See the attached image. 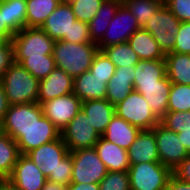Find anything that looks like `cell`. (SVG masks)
I'll use <instances>...</instances> for the list:
<instances>
[{
	"label": "cell",
	"instance_id": "f5cc1de1",
	"mask_svg": "<svg viewBox=\"0 0 190 190\" xmlns=\"http://www.w3.org/2000/svg\"><path fill=\"white\" fill-rule=\"evenodd\" d=\"M0 190H19L9 179H0Z\"/></svg>",
	"mask_w": 190,
	"mask_h": 190
},
{
	"label": "cell",
	"instance_id": "f6af8a7d",
	"mask_svg": "<svg viewBox=\"0 0 190 190\" xmlns=\"http://www.w3.org/2000/svg\"><path fill=\"white\" fill-rule=\"evenodd\" d=\"M172 174L179 180L190 183V154L172 171Z\"/></svg>",
	"mask_w": 190,
	"mask_h": 190
},
{
	"label": "cell",
	"instance_id": "484cf974",
	"mask_svg": "<svg viewBox=\"0 0 190 190\" xmlns=\"http://www.w3.org/2000/svg\"><path fill=\"white\" fill-rule=\"evenodd\" d=\"M122 0H104L94 18L88 23L89 35L94 43H98L104 36L111 20L115 16Z\"/></svg>",
	"mask_w": 190,
	"mask_h": 190
},
{
	"label": "cell",
	"instance_id": "8992f818",
	"mask_svg": "<svg viewBox=\"0 0 190 190\" xmlns=\"http://www.w3.org/2000/svg\"><path fill=\"white\" fill-rule=\"evenodd\" d=\"M131 190H165L172 171L160 162L130 164Z\"/></svg>",
	"mask_w": 190,
	"mask_h": 190
},
{
	"label": "cell",
	"instance_id": "ee69618b",
	"mask_svg": "<svg viewBox=\"0 0 190 190\" xmlns=\"http://www.w3.org/2000/svg\"><path fill=\"white\" fill-rule=\"evenodd\" d=\"M14 63V46L12 41H4L0 45V81L4 73Z\"/></svg>",
	"mask_w": 190,
	"mask_h": 190
},
{
	"label": "cell",
	"instance_id": "7dc6e473",
	"mask_svg": "<svg viewBox=\"0 0 190 190\" xmlns=\"http://www.w3.org/2000/svg\"><path fill=\"white\" fill-rule=\"evenodd\" d=\"M165 190H190V183L181 181L172 174L167 182Z\"/></svg>",
	"mask_w": 190,
	"mask_h": 190
},
{
	"label": "cell",
	"instance_id": "74e56055",
	"mask_svg": "<svg viewBox=\"0 0 190 190\" xmlns=\"http://www.w3.org/2000/svg\"><path fill=\"white\" fill-rule=\"evenodd\" d=\"M99 190H131L128 171L107 172L99 183Z\"/></svg>",
	"mask_w": 190,
	"mask_h": 190
},
{
	"label": "cell",
	"instance_id": "681fc988",
	"mask_svg": "<svg viewBox=\"0 0 190 190\" xmlns=\"http://www.w3.org/2000/svg\"><path fill=\"white\" fill-rule=\"evenodd\" d=\"M66 190H99L97 183H69Z\"/></svg>",
	"mask_w": 190,
	"mask_h": 190
},
{
	"label": "cell",
	"instance_id": "d6a6232c",
	"mask_svg": "<svg viewBox=\"0 0 190 190\" xmlns=\"http://www.w3.org/2000/svg\"><path fill=\"white\" fill-rule=\"evenodd\" d=\"M122 3L136 17L141 28L164 4V0H122Z\"/></svg>",
	"mask_w": 190,
	"mask_h": 190
},
{
	"label": "cell",
	"instance_id": "c3c4849f",
	"mask_svg": "<svg viewBox=\"0 0 190 190\" xmlns=\"http://www.w3.org/2000/svg\"><path fill=\"white\" fill-rule=\"evenodd\" d=\"M10 104L5 94L2 83L0 82V122L4 121L6 112L8 111Z\"/></svg>",
	"mask_w": 190,
	"mask_h": 190
},
{
	"label": "cell",
	"instance_id": "836d02e7",
	"mask_svg": "<svg viewBox=\"0 0 190 190\" xmlns=\"http://www.w3.org/2000/svg\"><path fill=\"white\" fill-rule=\"evenodd\" d=\"M167 111H190V85L172 83Z\"/></svg>",
	"mask_w": 190,
	"mask_h": 190
},
{
	"label": "cell",
	"instance_id": "60d3db41",
	"mask_svg": "<svg viewBox=\"0 0 190 190\" xmlns=\"http://www.w3.org/2000/svg\"><path fill=\"white\" fill-rule=\"evenodd\" d=\"M164 4L180 22L190 21V0H164Z\"/></svg>",
	"mask_w": 190,
	"mask_h": 190
},
{
	"label": "cell",
	"instance_id": "f546056e",
	"mask_svg": "<svg viewBox=\"0 0 190 190\" xmlns=\"http://www.w3.org/2000/svg\"><path fill=\"white\" fill-rule=\"evenodd\" d=\"M4 8L5 25L16 34L26 27V0H0Z\"/></svg>",
	"mask_w": 190,
	"mask_h": 190
},
{
	"label": "cell",
	"instance_id": "9a60e30c",
	"mask_svg": "<svg viewBox=\"0 0 190 190\" xmlns=\"http://www.w3.org/2000/svg\"><path fill=\"white\" fill-rule=\"evenodd\" d=\"M61 136L60 131L44 115L36 120L35 124L23 132V136L17 141L20 154H26L32 149L50 143Z\"/></svg>",
	"mask_w": 190,
	"mask_h": 190
},
{
	"label": "cell",
	"instance_id": "d6986e66",
	"mask_svg": "<svg viewBox=\"0 0 190 190\" xmlns=\"http://www.w3.org/2000/svg\"><path fill=\"white\" fill-rule=\"evenodd\" d=\"M135 66L115 68V73L108 81L106 99L114 106L123 101L133 90Z\"/></svg>",
	"mask_w": 190,
	"mask_h": 190
},
{
	"label": "cell",
	"instance_id": "603a6c76",
	"mask_svg": "<svg viewBox=\"0 0 190 190\" xmlns=\"http://www.w3.org/2000/svg\"><path fill=\"white\" fill-rule=\"evenodd\" d=\"M81 109L100 136L105 133L111 118L115 114V106L107 99L82 101Z\"/></svg>",
	"mask_w": 190,
	"mask_h": 190
},
{
	"label": "cell",
	"instance_id": "cb8c5ba5",
	"mask_svg": "<svg viewBox=\"0 0 190 190\" xmlns=\"http://www.w3.org/2000/svg\"><path fill=\"white\" fill-rule=\"evenodd\" d=\"M139 132L140 129L138 127L131 125L126 120L114 114L102 137L128 150Z\"/></svg>",
	"mask_w": 190,
	"mask_h": 190
},
{
	"label": "cell",
	"instance_id": "f1b7e54d",
	"mask_svg": "<svg viewBox=\"0 0 190 190\" xmlns=\"http://www.w3.org/2000/svg\"><path fill=\"white\" fill-rule=\"evenodd\" d=\"M61 0H26V27L41 28Z\"/></svg>",
	"mask_w": 190,
	"mask_h": 190
},
{
	"label": "cell",
	"instance_id": "52a82bcc",
	"mask_svg": "<svg viewBox=\"0 0 190 190\" xmlns=\"http://www.w3.org/2000/svg\"><path fill=\"white\" fill-rule=\"evenodd\" d=\"M72 156L71 183H97L106 176L107 169L96 149L86 148L70 152Z\"/></svg>",
	"mask_w": 190,
	"mask_h": 190
},
{
	"label": "cell",
	"instance_id": "4dcf8cb0",
	"mask_svg": "<svg viewBox=\"0 0 190 190\" xmlns=\"http://www.w3.org/2000/svg\"><path fill=\"white\" fill-rule=\"evenodd\" d=\"M20 155L17 142L5 133L0 134V179H8Z\"/></svg>",
	"mask_w": 190,
	"mask_h": 190
},
{
	"label": "cell",
	"instance_id": "4fadbf2b",
	"mask_svg": "<svg viewBox=\"0 0 190 190\" xmlns=\"http://www.w3.org/2000/svg\"><path fill=\"white\" fill-rule=\"evenodd\" d=\"M82 101L72 92L41 103L43 115L61 132L81 110Z\"/></svg>",
	"mask_w": 190,
	"mask_h": 190
},
{
	"label": "cell",
	"instance_id": "30bf717a",
	"mask_svg": "<svg viewBox=\"0 0 190 190\" xmlns=\"http://www.w3.org/2000/svg\"><path fill=\"white\" fill-rule=\"evenodd\" d=\"M154 134L160 163L173 171L189 155L187 149L178 134L160 122L154 127Z\"/></svg>",
	"mask_w": 190,
	"mask_h": 190
},
{
	"label": "cell",
	"instance_id": "44dd1931",
	"mask_svg": "<svg viewBox=\"0 0 190 190\" xmlns=\"http://www.w3.org/2000/svg\"><path fill=\"white\" fill-rule=\"evenodd\" d=\"M172 83L166 75L160 79L159 85L133 87L135 91L142 94L153 113L161 119L167 112L169 91Z\"/></svg>",
	"mask_w": 190,
	"mask_h": 190
},
{
	"label": "cell",
	"instance_id": "d4e9b609",
	"mask_svg": "<svg viewBox=\"0 0 190 190\" xmlns=\"http://www.w3.org/2000/svg\"><path fill=\"white\" fill-rule=\"evenodd\" d=\"M166 76L165 59L140 60L135 65L133 87L159 85L160 79Z\"/></svg>",
	"mask_w": 190,
	"mask_h": 190
},
{
	"label": "cell",
	"instance_id": "7402d4cb",
	"mask_svg": "<svg viewBox=\"0 0 190 190\" xmlns=\"http://www.w3.org/2000/svg\"><path fill=\"white\" fill-rule=\"evenodd\" d=\"M107 82L90 71L73 79V93L81 100L106 99Z\"/></svg>",
	"mask_w": 190,
	"mask_h": 190
},
{
	"label": "cell",
	"instance_id": "11a10c76",
	"mask_svg": "<svg viewBox=\"0 0 190 190\" xmlns=\"http://www.w3.org/2000/svg\"><path fill=\"white\" fill-rule=\"evenodd\" d=\"M3 133L2 131V122H0V134Z\"/></svg>",
	"mask_w": 190,
	"mask_h": 190
},
{
	"label": "cell",
	"instance_id": "5b68a950",
	"mask_svg": "<svg viewBox=\"0 0 190 190\" xmlns=\"http://www.w3.org/2000/svg\"><path fill=\"white\" fill-rule=\"evenodd\" d=\"M115 114L140 130H151L160 122L142 94L135 90L115 105Z\"/></svg>",
	"mask_w": 190,
	"mask_h": 190
},
{
	"label": "cell",
	"instance_id": "816d5d0a",
	"mask_svg": "<svg viewBox=\"0 0 190 190\" xmlns=\"http://www.w3.org/2000/svg\"><path fill=\"white\" fill-rule=\"evenodd\" d=\"M66 187L67 186H65L63 184L50 182L47 180L45 185L43 186V188L41 190H66Z\"/></svg>",
	"mask_w": 190,
	"mask_h": 190
},
{
	"label": "cell",
	"instance_id": "6da1fadb",
	"mask_svg": "<svg viewBox=\"0 0 190 190\" xmlns=\"http://www.w3.org/2000/svg\"><path fill=\"white\" fill-rule=\"evenodd\" d=\"M99 51L97 43H73L57 40L53 46L55 66L73 79L90 70L94 56Z\"/></svg>",
	"mask_w": 190,
	"mask_h": 190
},
{
	"label": "cell",
	"instance_id": "ba28073f",
	"mask_svg": "<svg viewBox=\"0 0 190 190\" xmlns=\"http://www.w3.org/2000/svg\"><path fill=\"white\" fill-rule=\"evenodd\" d=\"M42 116V108L38 102L10 105L2 122V131L17 142L23 132L31 128Z\"/></svg>",
	"mask_w": 190,
	"mask_h": 190
},
{
	"label": "cell",
	"instance_id": "7a4b0ae2",
	"mask_svg": "<svg viewBox=\"0 0 190 190\" xmlns=\"http://www.w3.org/2000/svg\"><path fill=\"white\" fill-rule=\"evenodd\" d=\"M0 82L10 105L37 102L40 80L20 64L14 62Z\"/></svg>",
	"mask_w": 190,
	"mask_h": 190
},
{
	"label": "cell",
	"instance_id": "83f0119b",
	"mask_svg": "<svg viewBox=\"0 0 190 190\" xmlns=\"http://www.w3.org/2000/svg\"><path fill=\"white\" fill-rule=\"evenodd\" d=\"M166 75L171 83L190 85V55L171 52L165 55Z\"/></svg>",
	"mask_w": 190,
	"mask_h": 190
},
{
	"label": "cell",
	"instance_id": "8fae6325",
	"mask_svg": "<svg viewBox=\"0 0 190 190\" xmlns=\"http://www.w3.org/2000/svg\"><path fill=\"white\" fill-rule=\"evenodd\" d=\"M69 153L62 137L32 149L25 155L42 171L50 182H55L56 168L60 161Z\"/></svg>",
	"mask_w": 190,
	"mask_h": 190
},
{
	"label": "cell",
	"instance_id": "ab89813d",
	"mask_svg": "<svg viewBox=\"0 0 190 190\" xmlns=\"http://www.w3.org/2000/svg\"><path fill=\"white\" fill-rule=\"evenodd\" d=\"M174 52L179 54H190V21L181 22L176 34Z\"/></svg>",
	"mask_w": 190,
	"mask_h": 190
},
{
	"label": "cell",
	"instance_id": "7bdbcfd3",
	"mask_svg": "<svg viewBox=\"0 0 190 190\" xmlns=\"http://www.w3.org/2000/svg\"><path fill=\"white\" fill-rule=\"evenodd\" d=\"M66 42L94 43L89 35L88 23L76 20L71 30V39H61Z\"/></svg>",
	"mask_w": 190,
	"mask_h": 190
},
{
	"label": "cell",
	"instance_id": "d590c367",
	"mask_svg": "<svg viewBox=\"0 0 190 190\" xmlns=\"http://www.w3.org/2000/svg\"><path fill=\"white\" fill-rule=\"evenodd\" d=\"M103 2L104 0H73L69 4L77 20L89 23Z\"/></svg>",
	"mask_w": 190,
	"mask_h": 190
},
{
	"label": "cell",
	"instance_id": "1f68e13d",
	"mask_svg": "<svg viewBox=\"0 0 190 190\" xmlns=\"http://www.w3.org/2000/svg\"><path fill=\"white\" fill-rule=\"evenodd\" d=\"M101 51L115 65V68L135 66L140 61L128 42L111 45Z\"/></svg>",
	"mask_w": 190,
	"mask_h": 190
},
{
	"label": "cell",
	"instance_id": "5bb4252c",
	"mask_svg": "<svg viewBox=\"0 0 190 190\" xmlns=\"http://www.w3.org/2000/svg\"><path fill=\"white\" fill-rule=\"evenodd\" d=\"M19 190H41L47 177L25 154H20L8 178Z\"/></svg>",
	"mask_w": 190,
	"mask_h": 190
},
{
	"label": "cell",
	"instance_id": "db71d44e",
	"mask_svg": "<svg viewBox=\"0 0 190 190\" xmlns=\"http://www.w3.org/2000/svg\"><path fill=\"white\" fill-rule=\"evenodd\" d=\"M71 1H73V0H61V2H66V3H69Z\"/></svg>",
	"mask_w": 190,
	"mask_h": 190
},
{
	"label": "cell",
	"instance_id": "7c38bea8",
	"mask_svg": "<svg viewBox=\"0 0 190 190\" xmlns=\"http://www.w3.org/2000/svg\"><path fill=\"white\" fill-rule=\"evenodd\" d=\"M140 28L136 17L122 3L97 46L101 51L105 47L128 42L130 36Z\"/></svg>",
	"mask_w": 190,
	"mask_h": 190
},
{
	"label": "cell",
	"instance_id": "3957f363",
	"mask_svg": "<svg viewBox=\"0 0 190 190\" xmlns=\"http://www.w3.org/2000/svg\"><path fill=\"white\" fill-rule=\"evenodd\" d=\"M54 40L41 28H23L14 34V62L21 64L26 58L53 55Z\"/></svg>",
	"mask_w": 190,
	"mask_h": 190
},
{
	"label": "cell",
	"instance_id": "277c9868",
	"mask_svg": "<svg viewBox=\"0 0 190 190\" xmlns=\"http://www.w3.org/2000/svg\"><path fill=\"white\" fill-rule=\"evenodd\" d=\"M180 20L163 4L143 27L157 41L164 55L174 52Z\"/></svg>",
	"mask_w": 190,
	"mask_h": 190
},
{
	"label": "cell",
	"instance_id": "8d00e7d4",
	"mask_svg": "<svg viewBox=\"0 0 190 190\" xmlns=\"http://www.w3.org/2000/svg\"><path fill=\"white\" fill-rule=\"evenodd\" d=\"M160 123L173 132L190 131V111H167Z\"/></svg>",
	"mask_w": 190,
	"mask_h": 190
},
{
	"label": "cell",
	"instance_id": "9c48e42d",
	"mask_svg": "<svg viewBox=\"0 0 190 190\" xmlns=\"http://www.w3.org/2000/svg\"><path fill=\"white\" fill-rule=\"evenodd\" d=\"M60 133L69 152L93 148L101 137L82 109Z\"/></svg>",
	"mask_w": 190,
	"mask_h": 190
},
{
	"label": "cell",
	"instance_id": "e0dca14e",
	"mask_svg": "<svg viewBox=\"0 0 190 190\" xmlns=\"http://www.w3.org/2000/svg\"><path fill=\"white\" fill-rule=\"evenodd\" d=\"M73 92V78L64 70L55 68L40 80L37 102L39 104Z\"/></svg>",
	"mask_w": 190,
	"mask_h": 190
},
{
	"label": "cell",
	"instance_id": "ac0fdd59",
	"mask_svg": "<svg viewBox=\"0 0 190 190\" xmlns=\"http://www.w3.org/2000/svg\"><path fill=\"white\" fill-rule=\"evenodd\" d=\"M127 152L130 164L160 162L154 128L151 130H140Z\"/></svg>",
	"mask_w": 190,
	"mask_h": 190
},
{
	"label": "cell",
	"instance_id": "4316f807",
	"mask_svg": "<svg viewBox=\"0 0 190 190\" xmlns=\"http://www.w3.org/2000/svg\"><path fill=\"white\" fill-rule=\"evenodd\" d=\"M128 43L140 60L164 59L157 41L143 28L136 30L128 39Z\"/></svg>",
	"mask_w": 190,
	"mask_h": 190
},
{
	"label": "cell",
	"instance_id": "f35d334b",
	"mask_svg": "<svg viewBox=\"0 0 190 190\" xmlns=\"http://www.w3.org/2000/svg\"><path fill=\"white\" fill-rule=\"evenodd\" d=\"M93 76L104 79L107 83L115 73V65L105 56L102 51H98L94 56L89 70Z\"/></svg>",
	"mask_w": 190,
	"mask_h": 190
},
{
	"label": "cell",
	"instance_id": "2e32d148",
	"mask_svg": "<svg viewBox=\"0 0 190 190\" xmlns=\"http://www.w3.org/2000/svg\"><path fill=\"white\" fill-rule=\"evenodd\" d=\"M76 20L70 4L60 2L57 8L47 17L41 29L54 41L71 39V30Z\"/></svg>",
	"mask_w": 190,
	"mask_h": 190
},
{
	"label": "cell",
	"instance_id": "b9f144b4",
	"mask_svg": "<svg viewBox=\"0 0 190 190\" xmlns=\"http://www.w3.org/2000/svg\"><path fill=\"white\" fill-rule=\"evenodd\" d=\"M72 156L70 152L60 161V164L56 168L55 183L63 184L67 186L71 183L72 175Z\"/></svg>",
	"mask_w": 190,
	"mask_h": 190
},
{
	"label": "cell",
	"instance_id": "ffe728a7",
	"mask_svg": "<svg viewBox=\"0 0 190 190\" xmlns=\"http://www.w3.org/2000/svg\"><path fill=\"white\" fill-rule=\"evenodd\" d=\"M108 172L128 171L130 167L127 150L107 141L102 136L94 147Z\"/></svg>",
	"mask_w": 190,
	"mask_h": 190
},
{
	"label": "cell",
	"instance_id": "bcb514c9",
	"mask_svg": "<svg viewBox=\"0 0 190 190\" xmlns=\"http://www.w3.org/2000/svg\"><path fill=\"white\" fill-rule=\"evenodd\" d=\"M14 34L5 25L4 8L0 5V39L4 41H12Z\"/></svg>",
	"mask_w": 190,
	"mask_h": 190
},
{
	"label": "cell",
	"instance_id": "e575fe53",
	"mask_svg": "<svg viewBox=\"0 0 190 190\" xmlns=\"http://www.w3.org/2000/svg\"><path fill=\"white\" fill-rule=\"evenodd\" d=\"M20 65L39 80L46 78L56 68L53 55L26 58Z\"/></svg>",
	"mask_w": 190,
	"mask_h": 190
},
{
	"label": "cell",
	"instance_id": "f907efd6",
	"mask_svg": "<svg viewBox=\"0 0 190 190\" xmlns=\"http://www.w3.org/2000/svg\"><path fill=\"white\" fill-rule=\"evenodd\" d=\"M177 134H178L179 140L181 141L183 146H185L188 153L190 154V131H188V132L182 131Z\"/></svg>",
	"mask_w": 190,
	"mask_h": 190
}]
</instances>
